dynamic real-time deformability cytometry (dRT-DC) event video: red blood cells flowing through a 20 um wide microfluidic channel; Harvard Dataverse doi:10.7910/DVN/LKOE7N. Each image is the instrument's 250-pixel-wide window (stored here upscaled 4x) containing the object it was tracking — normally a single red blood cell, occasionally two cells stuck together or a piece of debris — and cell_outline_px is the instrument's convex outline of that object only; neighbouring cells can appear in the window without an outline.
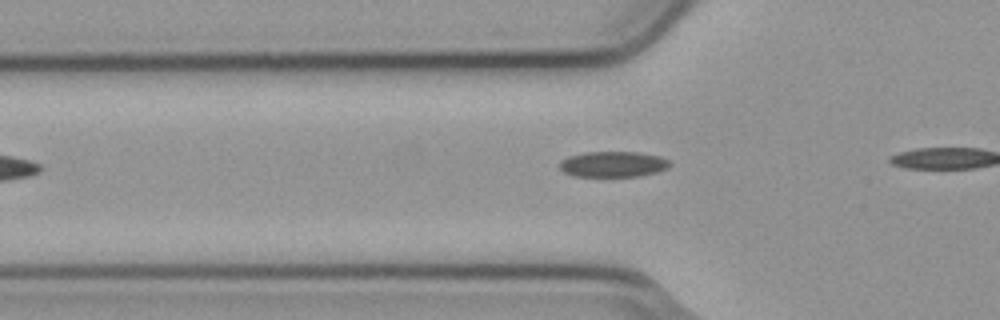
{"species": "common noctule bat (a hibernating species)", "species_latin": "Nyctalus noctula", "temperature_condition": "cold", "stored_images_in_passage": 2, "camera_frame_rate_fps": 3000, "um_per_image_px": 0.085, "animal": {"sex": "male", "body_mass_g": 23.1, "forearm_length_mm": 52.7}, "frame": {"image": 1, "passage_image": 2, "time_ms": 0.333, "image_size_px": [1000, 320], "cell_outline_px": [[672, 164], [668, 168], [656, 172], [640, 176], [572, 176], [564, 172], [560, 168], [560, 160], [568, 156], [588, 152], [640, 152], [660, 156], [668, 160]], "centroid_in_image_um": [52.12, 13.95], "position_along_channel_um": 73.7, "area_um2": 16.53}}